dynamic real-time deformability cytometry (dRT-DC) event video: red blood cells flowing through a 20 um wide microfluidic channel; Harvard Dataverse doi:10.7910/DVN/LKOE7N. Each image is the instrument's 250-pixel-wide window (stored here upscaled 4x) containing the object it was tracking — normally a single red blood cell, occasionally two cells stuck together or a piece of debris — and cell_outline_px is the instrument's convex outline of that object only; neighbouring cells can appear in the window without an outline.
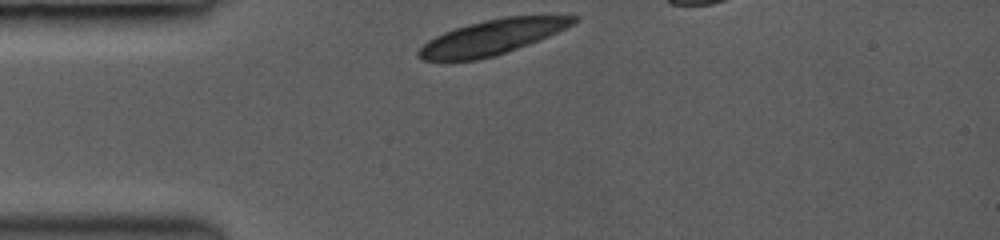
{"species": "common noctule bat (a hibernating species)", "species_latin": "Nyctalus noctula", "temperature_condition": "room temperature", "stored_images_in_passage": 5, "segment_of_instrument_passage": [1, 2], "camera_frame_rate_fps": 3000, "um_per_image_px": 0.085, "animal": {"sex": "female", "body_mass_g": 19.0, "forearm_length_mm": 53.3}, "frame": {"image": 1, "passage_image": 1, "time_ms": 0.0, "image_size_px": [1000, 240], "cell_outline_px": [[580, 20], [548, 36], [528, 44], [496, 56], [476, 60], [420, 60], [416, 56], [416, 52], [428, 40], [444, 32], [456, 28], [484, 20], [504, 16], [580, 16]], "centroid_in_image_um": [41.8, 3.17], "position_along_channel_um": 43.2, "area_um2": 31.15}}